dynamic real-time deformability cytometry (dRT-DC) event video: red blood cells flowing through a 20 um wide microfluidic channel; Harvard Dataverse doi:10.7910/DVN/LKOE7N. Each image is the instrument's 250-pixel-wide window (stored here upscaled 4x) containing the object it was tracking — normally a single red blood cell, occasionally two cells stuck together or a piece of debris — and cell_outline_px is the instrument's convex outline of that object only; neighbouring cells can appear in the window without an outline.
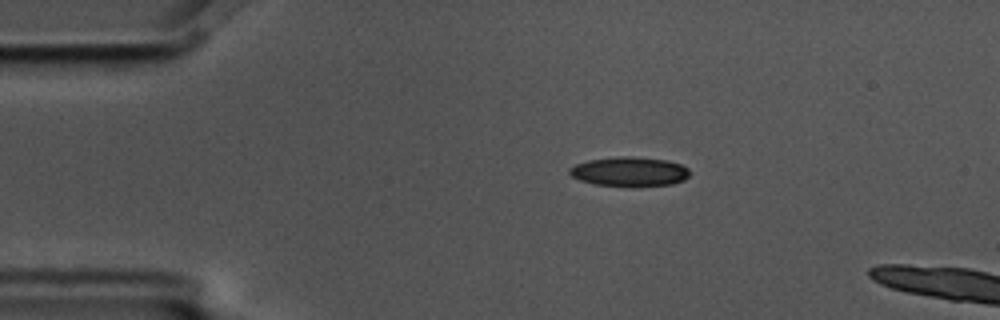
{"species": "common noctule bat (a hibernating species)", "species_latin": "Nyctalus noctula", "temperature_condition": "cold", "stored_images_in_passage": 3, "camera_frame_rate_fps": 3000, "um_per_image_px": 0.085, "animal": {"sex": "male", "body_mass_g": 17.5, "forearm_length_mm": 52.3}, "frame": {"image": 1, "passage_image": 1, "time_ms": 0.0, "image_size_px": [1000, 320], "cell_outline_px": [[688, 176], [684, 180], [672, 184], [632, 188], [592, 184], [580, 180], [572, 176], [568, 172], [568, 168], [576, 164], [588, 160], [620, 156], [632, 156], [668, 160], [680, 164], [688, 168]], "centroid_in_image_um": [53.49, 14.61], "position_along_channel_um": 31.5, "area_um2": 21.1}}
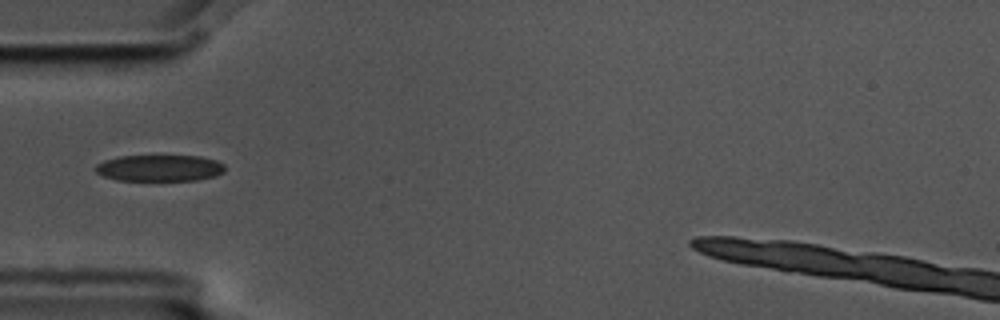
{"frame": {"image": 2, "passage_image": 3, "time_ms": 0.667, "image_size_px": [1000, 320], "cell_outline_px": [[224, 172], [216, 176], [196, 180], [116, 180], [104, 176], [96, 172], [96, 164], [104, 160], [120, 156], [200, 156], [216, 160], [224, 164]], "centroid_in_image_um": [13.58, 14.28], "position_along_channel_um": 71.4, "area_um2": 19.88}}